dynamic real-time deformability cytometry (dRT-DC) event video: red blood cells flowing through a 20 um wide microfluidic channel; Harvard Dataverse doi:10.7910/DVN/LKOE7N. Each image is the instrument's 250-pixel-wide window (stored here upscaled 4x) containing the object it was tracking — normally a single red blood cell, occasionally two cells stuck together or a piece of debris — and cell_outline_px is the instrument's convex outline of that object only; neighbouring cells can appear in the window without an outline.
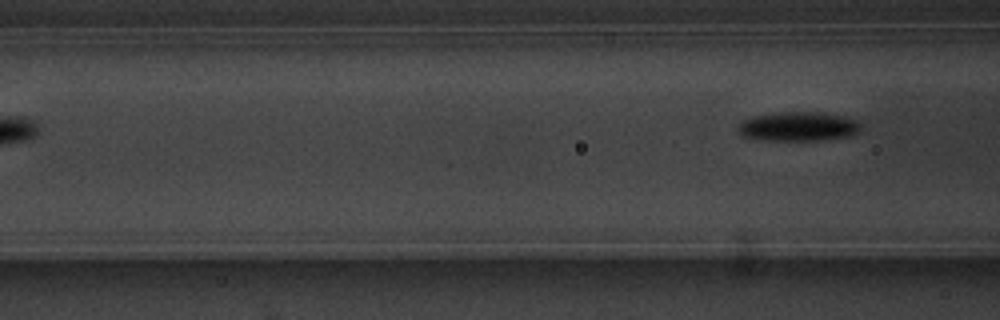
{"species": "common noctule bat (a hibernating species)", "species_latin": "Nyctalus noctula", "temperature_condition": "warm", "stored_images_in_passage": 6, "camera_frame_rate_fps": 3000, "um_per_image_px": 0.085, "animal": {"sex": "male", "body_mass_g": 20.1, "forearm_length_mm": 53.5}, "frame": {"image": 1, "passage_image": 6, "time_ms": 7.0, "image_size_px": [1000, 320], "cell_outline_px": [[860, 128], [856, 132], [848, 136], [816, 140], [764, 140], [744, 136], [736, 132], [736, 128], [740, 120], [752, 116], [784, 112], [816, 112], [840, 116], [856, 120], [860, 124]], "centroid_in_image_um": [67.75, 10.75], "position_along_channel_um": 98.9, "area_um2": 20.69}}